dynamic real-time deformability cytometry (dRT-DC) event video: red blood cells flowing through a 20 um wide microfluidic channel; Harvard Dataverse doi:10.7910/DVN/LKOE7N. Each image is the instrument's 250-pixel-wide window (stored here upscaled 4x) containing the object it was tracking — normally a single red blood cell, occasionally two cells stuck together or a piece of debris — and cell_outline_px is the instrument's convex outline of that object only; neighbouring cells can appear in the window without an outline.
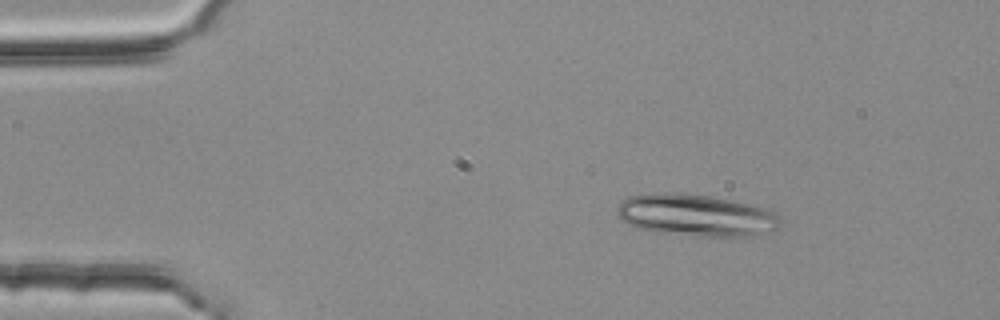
{"species": "common noctule bat (a hibernating species)", "species_latin": "Nyctalus noctula", "temperature_condition": "room temperature", "stored_images_in_passage": 2, "camera_frame_rate_fps": 3000, "um_per_image_px": 0.085, "animal": {"sex": "female", "body_mass_g": 25.1}, "frame": {"image": 1, "passage_image": 1, "time_ms": 0.0, "image_size_px": [1000, 320], "cell_outline_px": [[784, 224], [780, 228], [752, 236], [700, 236], [656, 232], [640, 228], [628, 224], [620, 220], [616, 212], [616, 208], [620, 200], [628, 196], [652, 192], [680, 192], [708, 196], [732, 200], [772, 208], [784, 220]], "centroid_in_image_um": [59.21, 18.28], "position_along_channel_um": 25.8, "area_um2": 40.86}}